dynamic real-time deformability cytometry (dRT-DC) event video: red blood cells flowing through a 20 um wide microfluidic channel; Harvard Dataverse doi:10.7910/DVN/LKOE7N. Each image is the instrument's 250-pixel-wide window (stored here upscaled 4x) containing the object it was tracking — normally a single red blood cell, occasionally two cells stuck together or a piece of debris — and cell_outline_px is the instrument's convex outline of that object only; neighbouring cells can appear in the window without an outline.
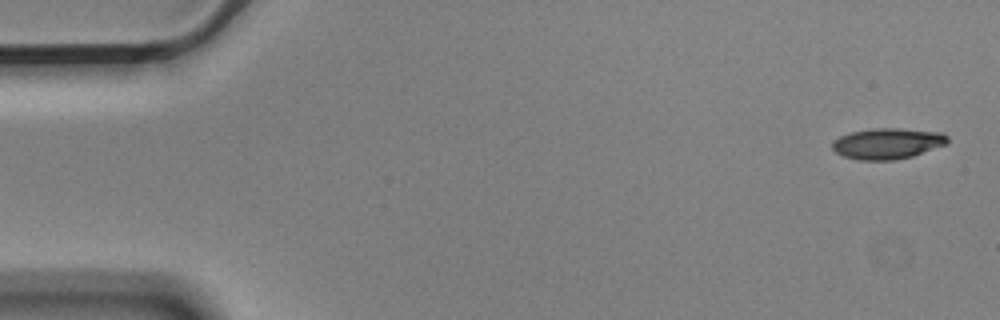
{"species": "Egyptian fruit bat (a non-hibernating species)", "species_latin": "Rousettus aegyptiacus", "temperature_condition": "cold", "stored_images_in_passage": 5, "camera_frame_rate_fps": 3000, "um_per_image_px": 0.085, "animal": {"sex": "male"}, "frame": {"image": 1, "passage_image": 1, "time_ms": 0.0, "image_size_px": [1000, 320], "cell_outline_px": [[948, 144], [912, 156], [892, 160], [856, 160], [844, 156], [836, 152], [832, 148], [832, 144], [840, 136], [852, 132], [872, 128], [900, 128], [944, 132], [948, 136]], "centroid_in_image_um": [75.48, 12.19], "position_along_channel_um": 9.5, "area_um2": 20.81}}
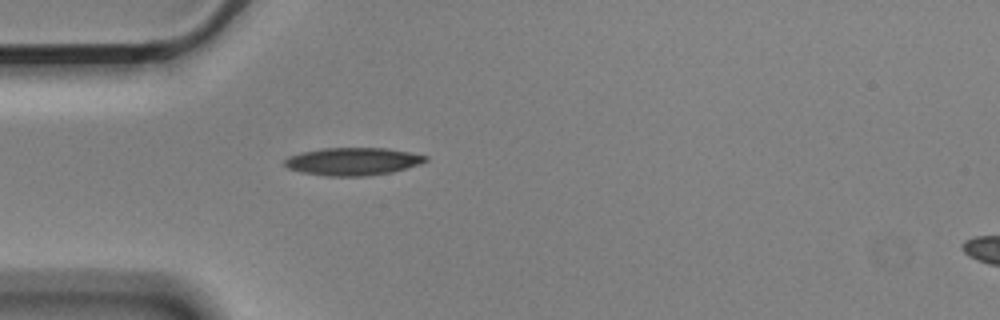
{"frame": {"image": 2, "passage_image": 5, "time_ms": 1.333, "image_size_px": [1000, 320], "cell_outline_px": [[428, 160], [420, 164], [392, 172], [368, 176], [324, 176], [300, 172], [288, 168], [284, 164], [284, 160], [288, 156], [300, 152], [324, 148], [388, 148], [428, 156]], "centroid_in_image_um": [29.97, 13.72], "position_along_channel_um": 55.0, "area_um2": 22.89}}